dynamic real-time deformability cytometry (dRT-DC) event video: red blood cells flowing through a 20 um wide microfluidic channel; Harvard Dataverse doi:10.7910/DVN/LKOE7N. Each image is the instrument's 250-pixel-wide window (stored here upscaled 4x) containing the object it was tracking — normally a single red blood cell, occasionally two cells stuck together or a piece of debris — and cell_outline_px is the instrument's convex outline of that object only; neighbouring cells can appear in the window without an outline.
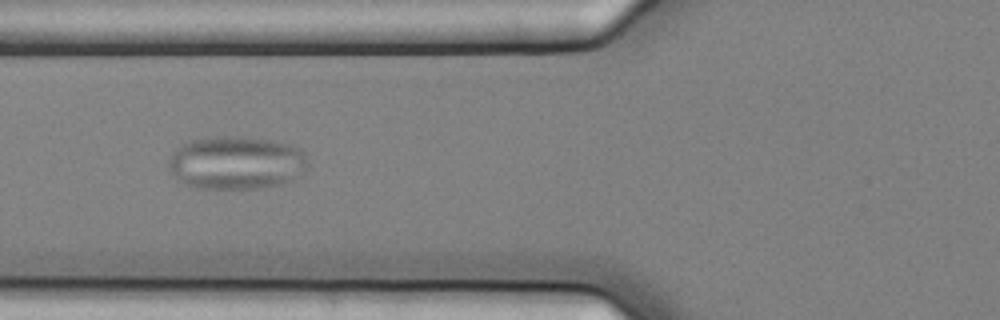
{"species": "common noctule bat (a hibernating species)", "species_latin": "Nyctalus noctula", "temperature_condition": "cold", "stored_images_in_passage": 7, "camera_frame_rate_fps": 3000, "um_per_image_px": 0.085, "animal": {"sex": "female", "body_mass_g": 25.1}, "frame": {"image": 1, "passage_image": 7, "time_ms": 2.0, "image_size_px": [1000, 320], "cell_outline_px": [[304, 168], [300, 176], [284, 184], [264, 188], [200, 188], [188, 184], [180, 180], [172, 172], [168, 164], [168, 160], [176, 148], [180, 144], [188, 140], [208, 136], [244, 136], [272, 140], [288, 144], [300, 148], [304, 152]], "centroid_in_image_um": [20.07, 13.81], "position_along_channel_um": 105.7, "area_um2": 43.29}}